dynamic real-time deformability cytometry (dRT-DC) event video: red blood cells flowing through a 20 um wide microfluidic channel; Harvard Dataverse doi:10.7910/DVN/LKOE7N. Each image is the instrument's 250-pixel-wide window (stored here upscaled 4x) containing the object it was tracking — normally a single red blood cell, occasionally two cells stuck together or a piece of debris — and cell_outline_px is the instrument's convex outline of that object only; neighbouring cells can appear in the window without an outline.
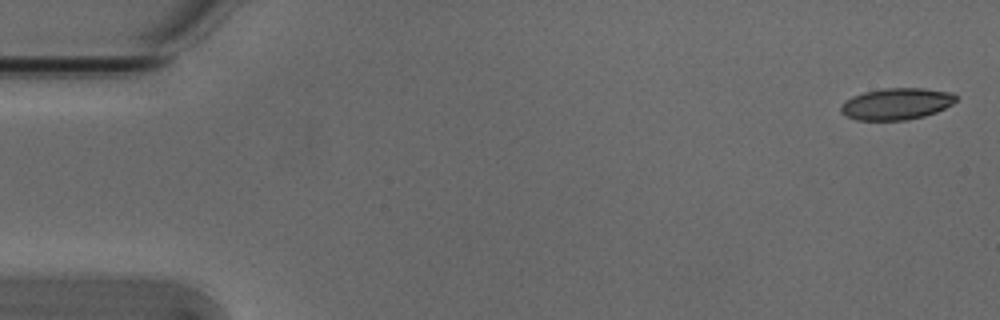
{"species": "Egyptian fruit bat (a non-hibernating species)", "species_latin": "Rousettus aegyptiacus", "temperature_condition": "cold", "stored_images_in_passage": 4, "camera_frame_rate_fps": 3000, "um_per_image_px": 0.085, "animal": {"sex": "male"}, "frame": {"image": 1, "passage_image": 1, "time_ms": 0.0, "image_size_px": [1000, 320], "cell_outline_px": [[956, 100], [952, 104], [936, 112], [924, 116], [904, 120], [856, 120], [840, 112], [840, 108], [852, 96], [864, 92], [884, 88], [924, 88], [952, 92], [956, 96]], "centroid_in_image_um": [76.22, 8.82], "position_along_channel_um": 8.8, "area_um2": 21.04}}
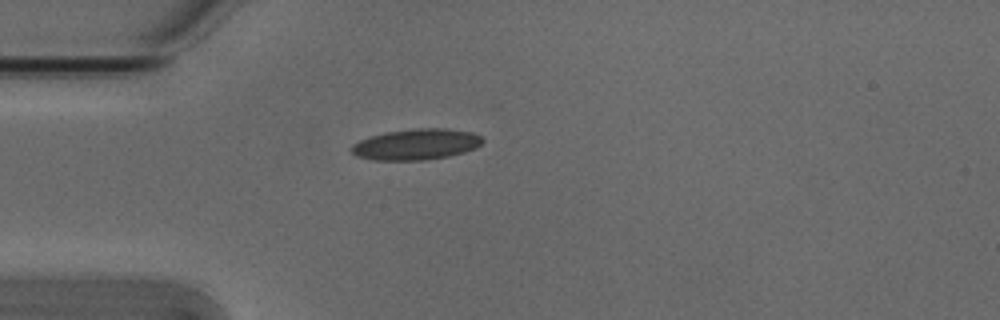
{"frame": {"image": 2, "passage_image": 4, "time_ms": 1.0, "image_size_px": [1000, 320], "cell_outline_px": [[484, 140], [476, 148], [464, 152], [448, 156], [424, 160], [372, 160], [356, 156], [348, 148], [352, 144], [360, 140], [384, 132], [416, 128], [444, 128], [472, 132], [480, 136]], "centroid_in_image_um": [35.35, 12.27], "position_along_channel_um": 49.7, "area_um2": 23.7}}